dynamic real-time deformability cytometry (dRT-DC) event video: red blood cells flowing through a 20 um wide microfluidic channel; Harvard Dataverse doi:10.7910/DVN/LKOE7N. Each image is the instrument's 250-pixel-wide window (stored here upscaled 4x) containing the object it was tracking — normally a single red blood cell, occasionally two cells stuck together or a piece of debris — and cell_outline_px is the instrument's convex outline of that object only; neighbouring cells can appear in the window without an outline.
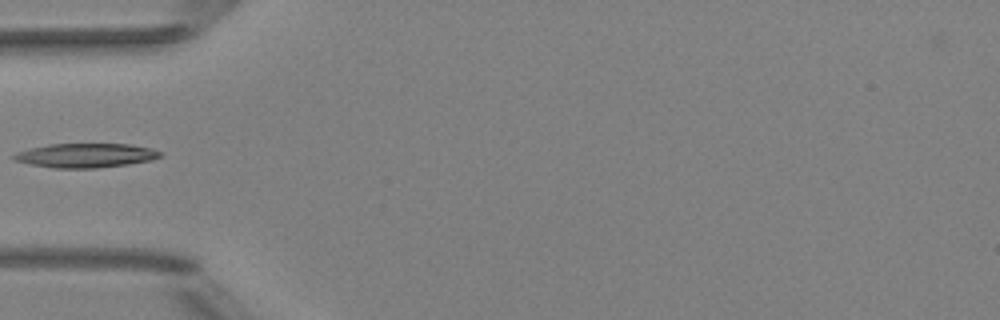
{"species": "Egyptian fruit bat (a non-hibernating species)", "species_latin": "Rousettus aegyptiacus", "temperature_condition": "room temperature", "stored_images_in_passage": 5, "camera_frame_rate_fps": 3000, "um_per_image_px": 0.085, "animal": {"sex": "female"}, "frame": {"image": 1, "passage_image": 5, "time_ms": 1.333, "image_size_px": [1000, 320], "cell_outline_px": [[160, 156], [152, 160], [128, 164], [96, 168], [52, 168], [32, 164], [16, 160], [12, 156], [16, 152], [48, 144], [128, 144], [152, 148], [160, 152]], "centroid_in_image_um": [7.3, 13.21], "position_along_channel_um": 77.7, "area_um2": 20.4}}